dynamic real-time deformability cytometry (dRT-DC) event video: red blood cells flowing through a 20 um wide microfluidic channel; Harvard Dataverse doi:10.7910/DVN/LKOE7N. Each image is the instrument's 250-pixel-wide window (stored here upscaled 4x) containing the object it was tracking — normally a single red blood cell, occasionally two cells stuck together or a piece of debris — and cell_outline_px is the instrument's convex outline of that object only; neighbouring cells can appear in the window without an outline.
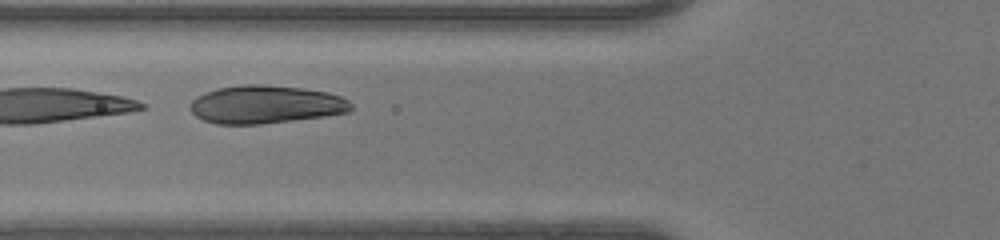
{"species": "human", "species_latin": "Homo sapiens", "temperature_condition": "warm", "stored_images_in_passage": 12, "camera_frame_rate_fps": 3000, "um_per_image_px": 0.085, "donor": {"sex": "female"}, "frame": {"image": 1, "passage_image": 10, "time_ms": 3.0, "image_size_px": [1000, 240], "cell_outline_px": [[352, 108], [348, 112], [324, 116], [260, 124], [216, 124], [204, 120], [196, 116], [188, 108], [188, 104], [196, 96], [216, 88], [240, 84], [260, 84], [300, 88], [328, 92], [340, 96], [348, 100], [352, 104]], "centroid_in_image_um": [22.53, 8.87], "position_along_channel_um": 103.3, "area_um2": 35.78}}